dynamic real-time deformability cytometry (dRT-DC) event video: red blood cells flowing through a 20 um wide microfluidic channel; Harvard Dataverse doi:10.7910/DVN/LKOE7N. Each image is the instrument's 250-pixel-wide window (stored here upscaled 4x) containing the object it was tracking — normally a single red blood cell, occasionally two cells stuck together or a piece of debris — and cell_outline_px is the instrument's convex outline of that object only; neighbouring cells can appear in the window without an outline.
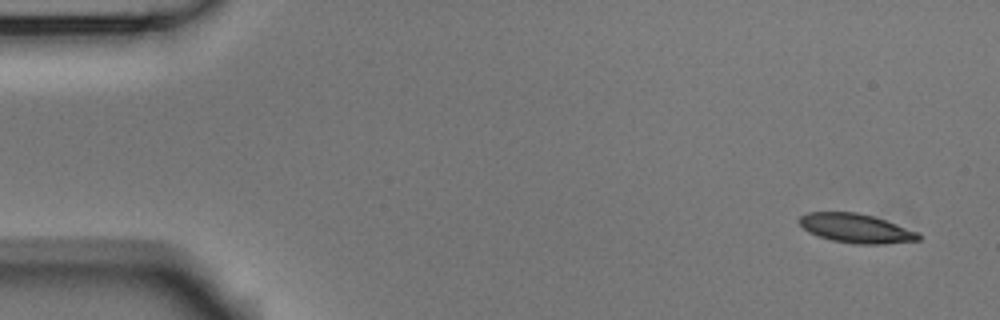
{"species": "Egyptian fruit bat (a non-hibernating species)", "species_latin": "Rousettus aegyptiacus", "temperature_condition": "room temperature", "stored_images_in_passage": 4, "camera_frame_rate_fps": 3000, "um_per_image_px": 0.085, "animal": {"sex": "male"}, "frame": {"image": 1, "passage_image": 1, "time_ms": 0.0, "image_size_px": [1000, 320], "cell_outline_px": [[920, 240], [880, 244], [856, 244], [832, 240], [808, 232], [796, 220], [800, 216], [808, 212], [856, 212], [872, 216], [920, 232]], "centroid_in_image_um": [72.75, 19.4], "position_along_channel_um": 12.3, "area_um2": 20.11}}